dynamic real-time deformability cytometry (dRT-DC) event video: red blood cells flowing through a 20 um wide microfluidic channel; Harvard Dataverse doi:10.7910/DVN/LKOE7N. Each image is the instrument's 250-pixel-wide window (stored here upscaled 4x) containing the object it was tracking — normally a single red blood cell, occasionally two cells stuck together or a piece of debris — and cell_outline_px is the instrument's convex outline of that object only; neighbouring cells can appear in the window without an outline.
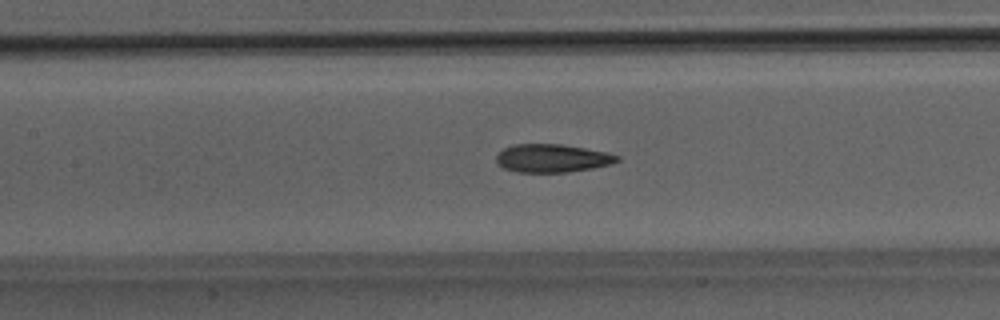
{"species": "Egyptian fruit bat (a non-hibernating species)", "species_latin": "Rousettus aegyptiacus", "temperature_condition": "room temperature", "stored_images_in_passage": 45, "camera_frame_rate_fps": 3000, "um_per_image_px": 0.085, "animal": {"sex": "male"}, "frame": {"image": 1, "passage_image": 18, "time_ms": 5.667, "image_size_px": [1000, 320], "cell_outline_px": [[620, 160], [612, 164], [592, 168], [568, 172], [516, 172], [504, 168], [496, 164], [496, 156], [504, 148], [516, 144], [560, 144], [608, 152], [620, 156]], "centroid_in_image_um": [46.95, 13.45], "position_along_channel_um": 160.5, "area_um2": 19.88}}
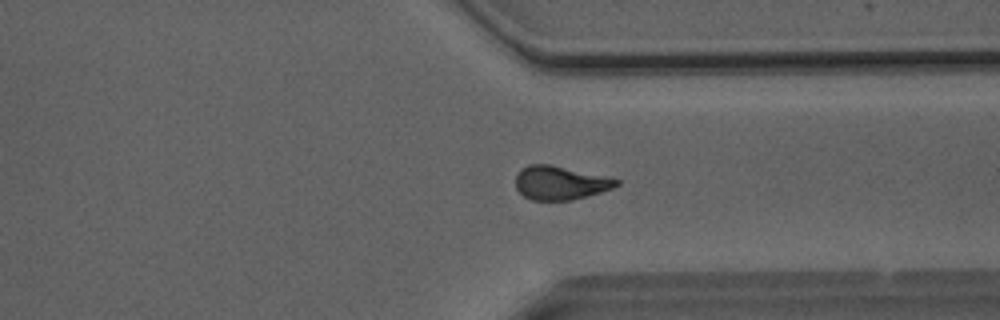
{"frame": {"image": 2, "passage_image": 33, "time_ms": 10.667, "image_size_px": [1000, 320], "cell_outline_px": [[620, 184], [612, 188], [588, 196], [572, 200], [532, 200], [524, 196], [516, 188], [516, 176], [520, 168], [528, 164], [552, 164], [620, 180]], "centroid_in_image_um": [47.59, 15.53], "position_along_channel_um": 363.8, "area_um2": 19.77}}
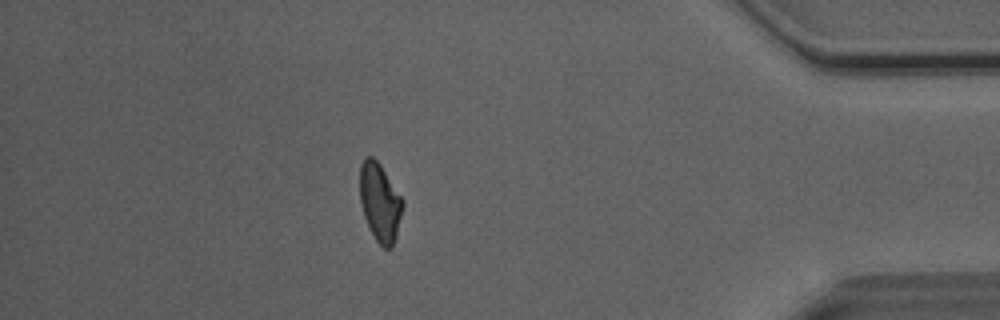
{"frame": {"image": 3, "passage_image": 39, "time_ms": 12.667, "image_size_px": [1000, 320], "cell_outline_px": [[404, 204], [396, 236], [392, 248], [384, 248], [376, 240], [364, 216], [360, 200], [360, 164], [364, 156], [372, 156], [380, 164], [404, 200]], "centroid_in_image_um": [32.3, 17.16], "position_along_channel_um": 402.9, "area_um2": 19.48}, "authors_computed_cell_mechanics": {"area_um2": 20.1144, "velocity_mm_per_s": 4.0739, "shape_relaxation_time_tau1_ms": 8.6034, "shape_relaxation_time_tau2_ms": 2.1821, "deformation_change_tau1": 0.2231, "deformation_change_tau2": 0.092}}